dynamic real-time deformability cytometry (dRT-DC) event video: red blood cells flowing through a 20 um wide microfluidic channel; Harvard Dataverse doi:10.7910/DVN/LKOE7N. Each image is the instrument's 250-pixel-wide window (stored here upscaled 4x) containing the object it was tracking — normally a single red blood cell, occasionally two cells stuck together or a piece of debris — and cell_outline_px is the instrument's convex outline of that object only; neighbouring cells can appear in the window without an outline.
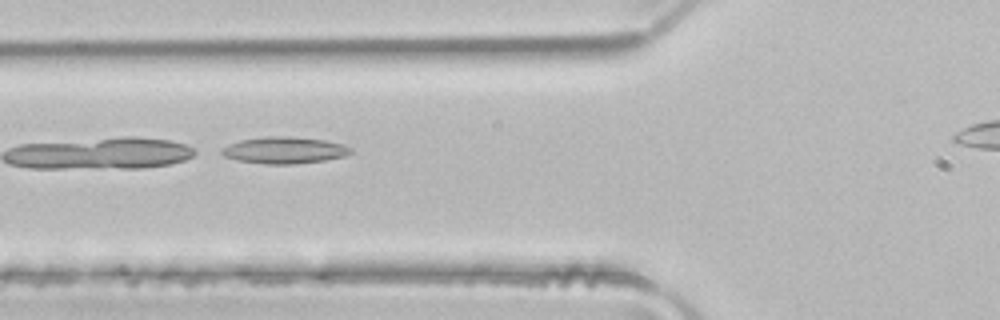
{"species": "common noctule bat (a hibernating species)", "species_latin": "Nyctalus noctula", "temperature_condition": "room temperature", "stored_images_in_passage": 4, "camera_frame_rate_fps": 3000, "um_per_image_px": 0.085, "animal": {"sex": "male", "body_mass_g": 21.5, "forearm_length_mm": 52.0}, "frame": {"image": 1, "passage_image": 2, "time_ms": 0.333, "image_size_px": [1000, 320], "cell_outline_px": [[352, 152], [344, 156], [324, 160], [292, 164], [264, 164], [236, 160], [224, 156], [220, 152], [220, 148], [228, 144], [240, 140], [264, 136], [292, 136], [324, 140], [344, 144], [352, 148]], "centroid_in_image_um": [24.14, 12.76], "position_along_channel_um": 101.7, "area_um2": 20.23}}
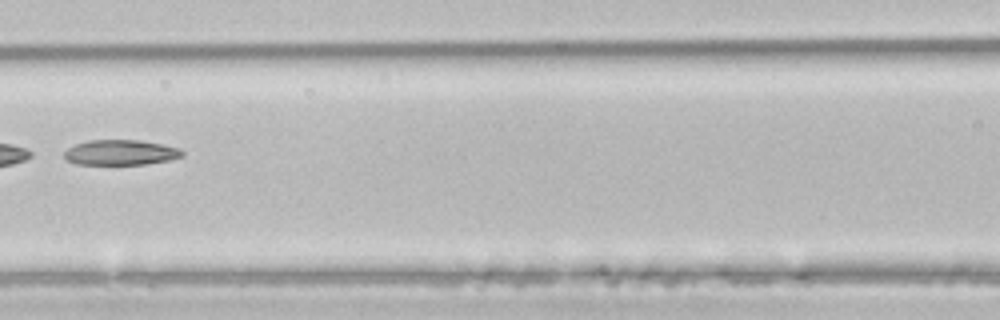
{"frame": {"image": 2, "passage_image": 3, "time_ms": 0.667, "image_size_px": [1000, 320], "cell_outline_px": [[184, 156], [168, 160], [144, 164], [76, 164], [68, 160], [64, 156], [64, 152], [68, 148], [76, 144], [88, 140], [140, 140], [180, 148], [184, 152]], "centroid_in_image_um": [10.26, 12.95], "position_along_channel_um": 156.3, "area_um2": 17.22}}
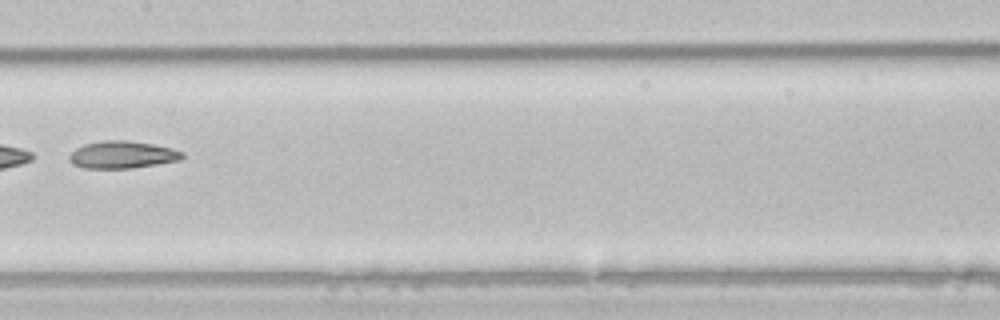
{"frame": {"image": 3, "passage_image": 4, "time_ms": 1.0, "image_size_px": [1000, 320], "cell_outline_px": [[184, 156], [180, 160], [156, 164], [128, 168], [84, 168], [72, 164], [68, 156], [76, 148], [84, 144], [104, 140], [128, 140], [152, 144], [172, 148], [184, 152]], "centroid_in_image_um": [10.39, 13.14], "position_along_channel_um": 197.0, "area_um2": 17.92}}